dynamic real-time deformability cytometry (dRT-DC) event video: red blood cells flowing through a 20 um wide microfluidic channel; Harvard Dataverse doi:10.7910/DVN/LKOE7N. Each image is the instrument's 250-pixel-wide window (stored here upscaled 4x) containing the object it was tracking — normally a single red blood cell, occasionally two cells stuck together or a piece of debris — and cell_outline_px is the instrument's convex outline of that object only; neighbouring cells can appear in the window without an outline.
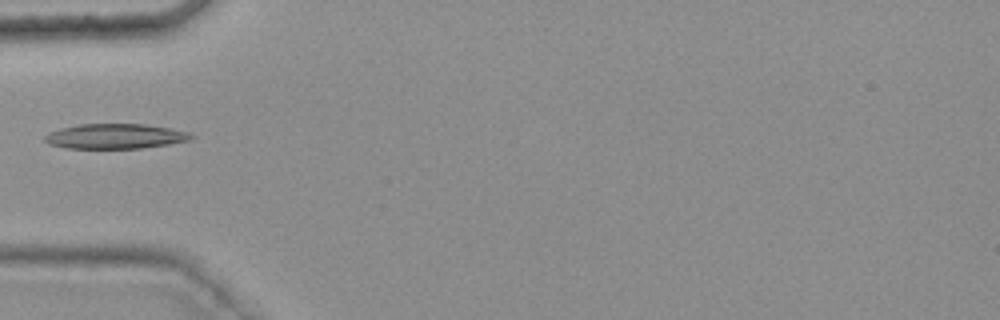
{"species": "common noctule bat (a hibernating species)", "species_latin": "Nyctalus noctula", "temperature_condition": "warm", "stored_images_in_passage": 30, "camera_frame_rate_fps": 3000, "um_per_image_px": 0.085, "animal": {"sex": "female", "body_mass_g": 25.1}, "frame": {"image": 1, "passage_image": 1, "time_ms": 0.0, "image_size_px": [1000, 320], "cell_outline_px": [[196, 136], [188, 140], [168, 144], [140, 148], [68, 148], [48, 144], [44, 140], [44, 136], [48, 132], [60, 128], [80, 124], [144, 124], [168, 128], [188, 132]], "centroid_in_image_um": [9.75, 11.58], "position_along_channel_um": 75.3, "area_um2": 21.15}}